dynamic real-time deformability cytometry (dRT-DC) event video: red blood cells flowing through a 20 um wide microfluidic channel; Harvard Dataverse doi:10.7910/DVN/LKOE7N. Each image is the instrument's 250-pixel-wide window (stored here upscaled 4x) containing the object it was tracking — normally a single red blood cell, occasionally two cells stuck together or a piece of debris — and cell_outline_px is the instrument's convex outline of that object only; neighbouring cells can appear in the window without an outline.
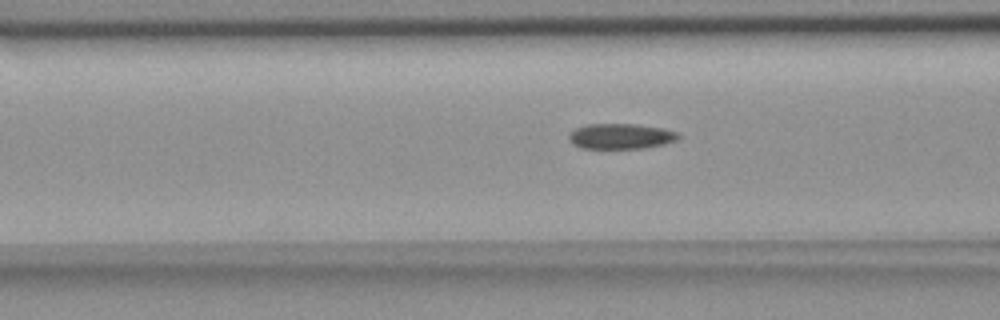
{"species": "common noctule bat (a hibernating species)", "species_latin": "Nyctalus noctula", "temperature_condition": "room temperature", "stored_images_in_passage": 41, "camera_frame_rate_fps": 3000, "um_per_image_px": 0.085, "animal": {"sex": "female", "body_mass_g": 18.4}, "frame": {"image": 1, "passage_image": 13, "time_ms": 4.0, "image_size_px": [1000, 320], "cell_outline_px": [[680, 136], [676, 140], [664, 144], [644, 148], [580, 148], [572, 144], [568, 136], [576, 128], [588, 124], [636, 124], [664, 128], [680, 132]], "centroid_in_image_um": [52.8, 11.58], "position_along_channel_um": 113.8, "area_um2": 16.24}}
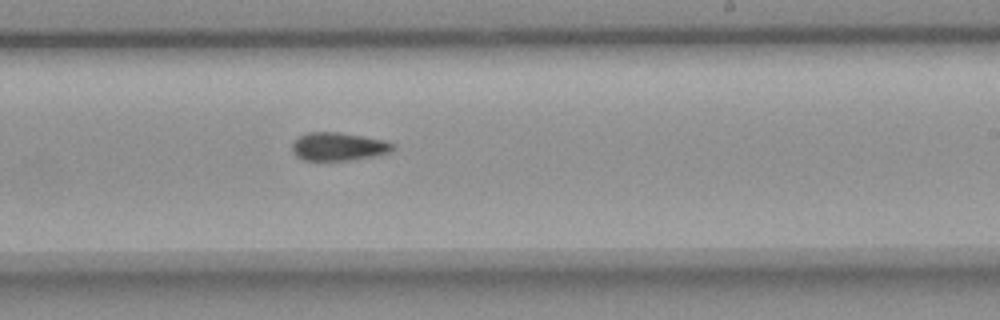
{"frame": {"image": 2, "passage_image": 25, "time_ms": 8.0, "image_size_px": [1000, 320], "cell_outline_px": [[396, 148], [388, 152], [376, 156], [348, 160], [304, 160], [296, 156], [292, 152], [292, 144], [300, 136], [308, 132], [340, 132], [384, 140], [396, 144]], "centroid_in_image_um": [28.79, 12.46], "position_along_channel_um": 260.2, "area_um2": 16.53}}
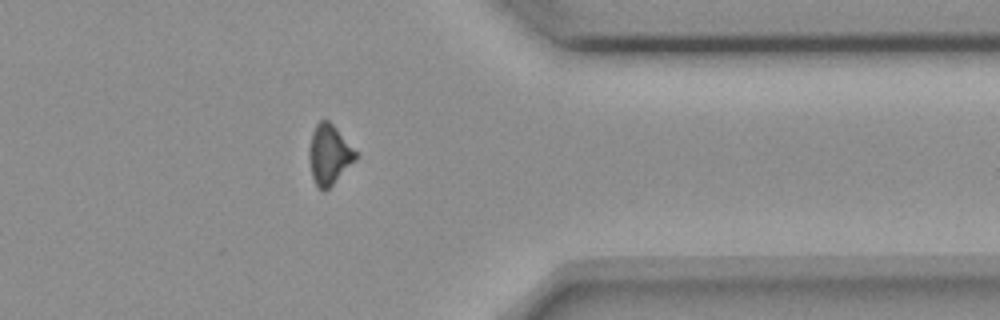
{"frame": {"image": 3, "passage_image": 36, "time_ms": 11.667, "image_size_px": [1000, 320], "cell_outline_px": [[360, 156], [324, 192], [316, 184], [312, 176], [308, 156], [312, 132], [316, 124], [320, 120], [328, 120], [360, 152]], "centroid_in_image_um": [28.02, 13.11], "position_along_channel_um": 383.4, "area_um2": 16.36}, "authors_computed_cell_mechanics": {"area_um2": 16.5886, "velocity_mm_per_s": 3.6751, "shape_relaxation_time_tau1_ms": null, "shape_relaxation_time_tau2_ms": 3.9054, "deformation_change_tau1": null, "deformation_change_tau2": 0.0806}}